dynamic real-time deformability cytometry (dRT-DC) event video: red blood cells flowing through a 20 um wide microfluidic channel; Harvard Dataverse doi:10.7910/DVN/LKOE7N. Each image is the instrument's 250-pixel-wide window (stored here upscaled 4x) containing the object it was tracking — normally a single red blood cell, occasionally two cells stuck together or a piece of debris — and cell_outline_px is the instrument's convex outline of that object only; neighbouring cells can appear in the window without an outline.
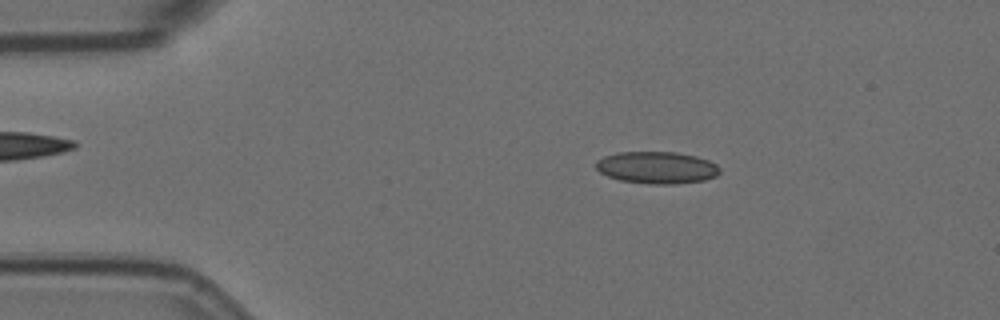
{"species": "Egyptian fruit bat (a non-hibernating species)", "species_latin": "Rousettus aegyptiacus", "temperature_condition": "room temperature", "stored_images_in_passage": 51, "camera_frame_rate_fps": 3000, "um_per_image_px": 0.085, "animal": {"sex": "female"}, "frame": {"image": 1, "passage_image": 9, "time_ms": 2.667, "image_size_px": [1000, 320], "cell_outline_px": [[720, 172], [716, 176], [704, 180], [672, 184], [652, 184], [620, 180], [608, 176], [600, 172], [596, 168], [596, 160], [604, 156], [616, 152], [676, 152], [696, 156], [708, 160], [716, 164], [720, 168]], "centroid_in_image_um": [55.82, 14.24], "position_along_channel_um": 29.2, "area_um2": 23.12}}
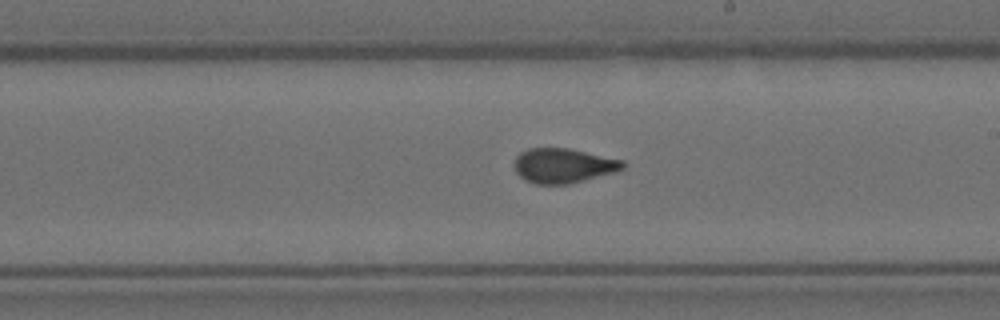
{"frame": {"image": 2, "passage_image": 31, "time_ms": 10.0, "image_size_px": [1000, 320], "cell_outline_px": [[628, 164], [624, 168], [616, 172], [568, 184], [536, 184], [524, 180], [516, 172], [512, 164], [516, 156], [520, 152], [528, 148], [568, 148], [624, 160]], "centroid_in_image_um": [47.88, 14.07], "position_along_channel_um": 241.1, "area_um2": 22.2}}
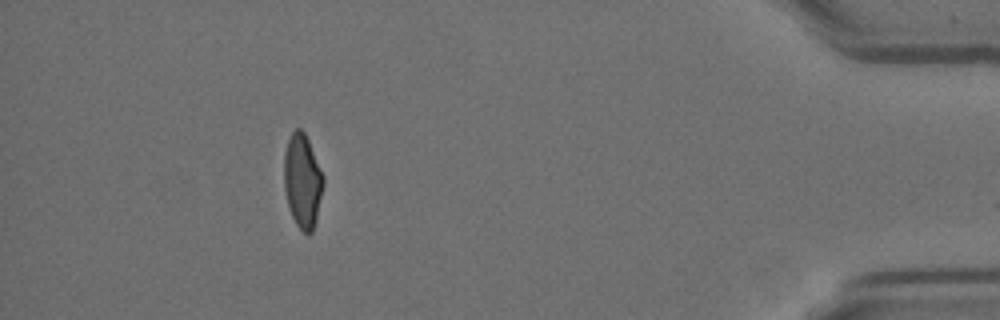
{"frame": {"image": 3, "passage_image": 50, "time_ms": 16.333, "image_size_px": [1000, 320], "cell_outline_px": [[324, 184], [316, 220], [312, 232], [304, 232], [296, 224], [292, 216], [288, 204], [284, 188], [284, 152], [288, 140], [292, 132], [296, 128], [300, 128], [304, 132], [308, 140], [324, 176]], "centroid_in_image_um": [25.71, 15.36], "position_along_channel_um": 409.5, "area_um2": 21.33}}